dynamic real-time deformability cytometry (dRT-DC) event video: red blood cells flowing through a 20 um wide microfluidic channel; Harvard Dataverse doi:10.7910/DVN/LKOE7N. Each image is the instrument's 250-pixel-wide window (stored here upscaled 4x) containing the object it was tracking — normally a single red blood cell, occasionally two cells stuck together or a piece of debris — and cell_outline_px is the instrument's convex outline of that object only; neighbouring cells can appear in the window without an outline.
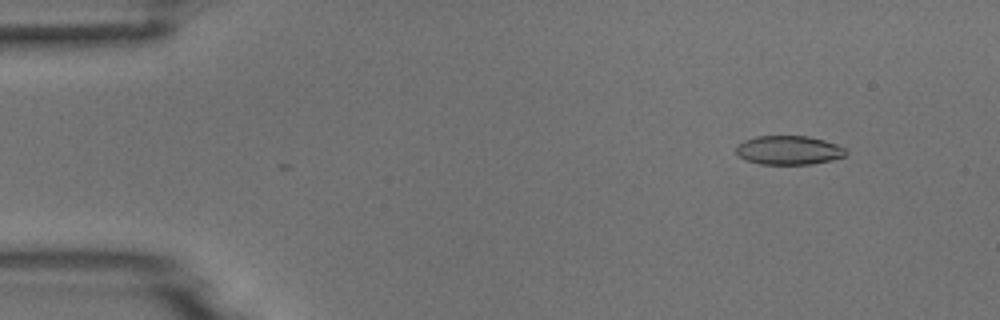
{"species": "common noctule bat (a hibernating species)", "species_latin": "Nyctalus noctula", "temperature_condition": "room temperature", "stored_images_in_passage": 3, "camera_frame_rate_fps": 3000, "um_per_image_px": 0.085, "animal": {"sex": "male", "body_mass_g": 18.8}, "frame": {"image": 1, "passage_image": 3, "time_ms": 0.667, "image_size_px": [1000, 320], "cell_outline_px": [[848, 152], [844, 156], [832, 160], [812, 164], [760, 164], [744, 160], [736, 152], [736, 144], [744, 140], [756, 136], [808, 136], [824, 140], [836, 144], [844, 148]], "centroid_in_image_um": [67.02, 12.76], "position_along_channel_um": 18.0, "area_um2": 18.61}}